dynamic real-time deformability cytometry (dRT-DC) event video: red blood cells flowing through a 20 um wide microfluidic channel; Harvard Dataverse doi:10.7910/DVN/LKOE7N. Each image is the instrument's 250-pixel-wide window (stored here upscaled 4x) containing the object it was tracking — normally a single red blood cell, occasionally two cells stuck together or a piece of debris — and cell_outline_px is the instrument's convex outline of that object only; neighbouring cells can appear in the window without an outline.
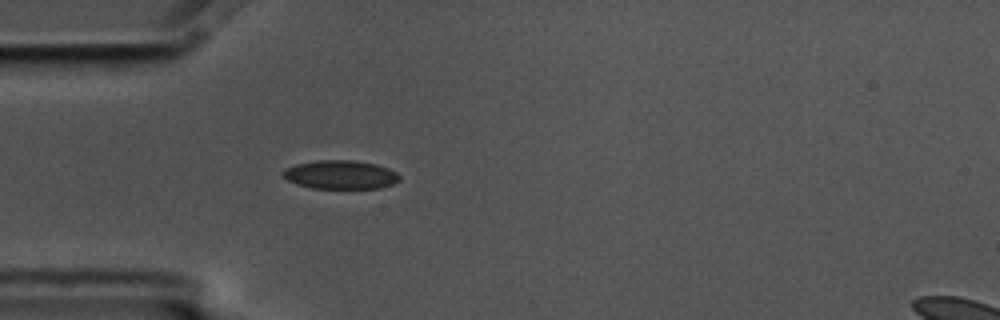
{"species": "common noctule bat (a hibernating species)", "species_latin": "Nyctalus noctula", "temperature_condition": "cold", "stored_images_in_passage": 5, "camera_frame_rate_fps": 3000, "um_per_image_px": 0.085, "animal": {"sex": "male", "body_mass_g": 17.5, "forearm_length_mm": 52.3}, "frame": {"image": 1, "passage_image": 5, "time_ms": 1.333, "image_size_px": [1000, 320], "cell_outline_px": [[400, 180], [392, 184], [380, 188], [312, 188], [296, 184], [288, 180], [280, 172], [284, 168], [296, 164], [316, 160], [352, 160], [376, 164], [388, 168], [396, 172], [400, 176]], "centroid_in_image_um": [28.92, 14.84], "position_along_channel_um": 56.1, "area_um2": 19.54}}